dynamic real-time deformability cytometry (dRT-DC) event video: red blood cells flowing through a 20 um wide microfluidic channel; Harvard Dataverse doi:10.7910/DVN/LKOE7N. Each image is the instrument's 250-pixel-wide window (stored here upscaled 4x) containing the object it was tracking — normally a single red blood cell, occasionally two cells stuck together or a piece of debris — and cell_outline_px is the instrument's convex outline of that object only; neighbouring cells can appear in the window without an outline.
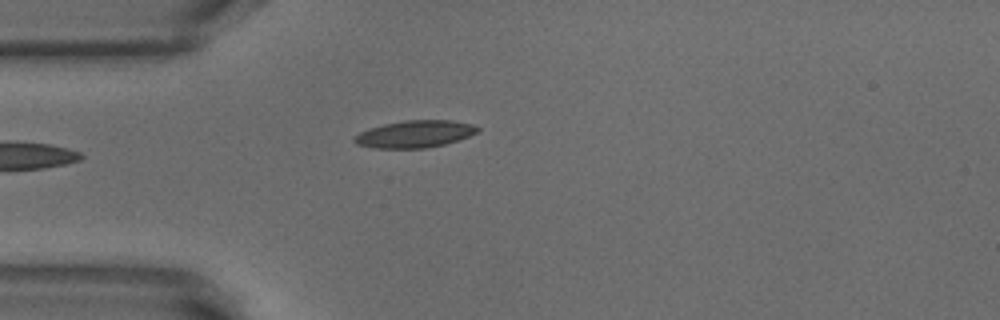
{"species": "common noctule bat (a hibernating species)", "species_latin": "Nyctalus noctula", "temperature_condition": "warm", "stored_images_in_passage": 19, "camera_frame_rate_fps": 3000, "um_per_image_px": 0.085, "animal": {"sex": "male", "body_mass_g": 18.8}, "frame": {"image": 1, "passage_image": 1, "time_ms": 0.0, "image_size_px": [1000, 320], "cell_outline_px": [[480, 132], [460, 140], [428, 148], [376, 148], [356, 144], [352, 140], [360, 132], [384, 124], [404, 120], [452, 120], [472, 124], [480, 128]], "centroid_in_image_um": [35.32, 11.39], "position_along_channel_um": 49.7, "area_um2": 19.54}}
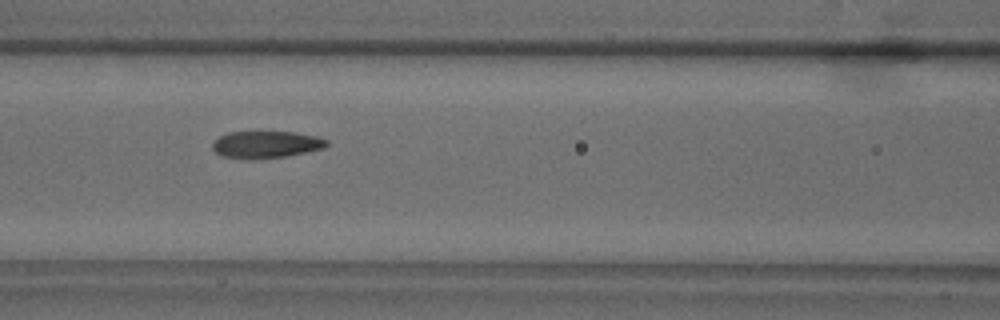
{"frame": {"image": 2, "passage_image": 9, "time_ms": 2.667, "image_size_px": [1000, 320], "cell_outline_px": [[328, 144], [324, 148], [288, 156], [248, 160], [224, 156], [216, 152], [212, 148], [212, 144], [220, 136], [228, 132], [296, 132], [316, 136], [328, 140]], "centroid_in_image_um": [22.63, 12.29], "position_along_channel_um": 144.0, "area_um2": 18.03}}